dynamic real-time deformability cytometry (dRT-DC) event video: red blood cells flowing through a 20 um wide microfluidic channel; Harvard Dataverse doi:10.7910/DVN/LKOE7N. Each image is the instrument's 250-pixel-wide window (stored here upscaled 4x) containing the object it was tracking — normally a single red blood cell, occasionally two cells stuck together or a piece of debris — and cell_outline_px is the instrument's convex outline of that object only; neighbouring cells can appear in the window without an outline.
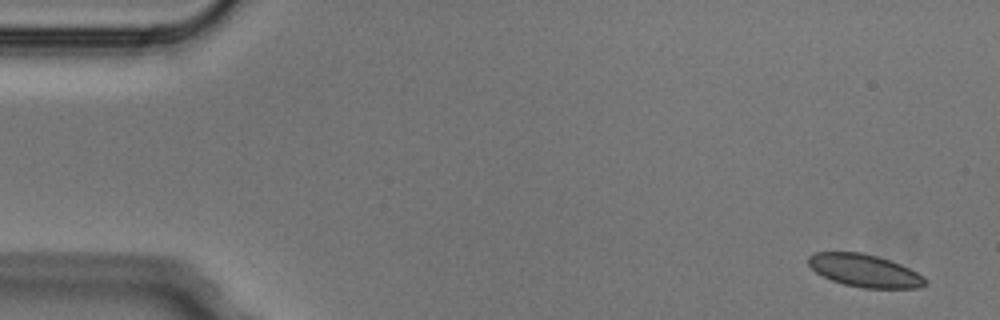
{"species": "Egyptian fruit bat (a non-hibernating species)", "species_latin": "Rousettus aegyptiacus", "temperature_condition": "cold", "stored_images_in_passage": 4, "camera_frame_rate_fps": 3000, "um_per_image_px": 0.085, "animal": {"sex": "male"}, "frame": {"image": 1, "passage_image": 1, "time_ms": 0.0, "image_size_px": [1000, 320], "cell_outline_px": [[928, 280], [920, 288], [864, 288], [844, 284], [832, 280], [816, 272], [808, 264], [808, 256], [816, 252], [860, 252], [876, 256], [900, 264], [924, 276]], "centroid_in_image_um": [73.49, 23.0], "position_along_channel_um": 11.5, "area_um2": 22.02}}
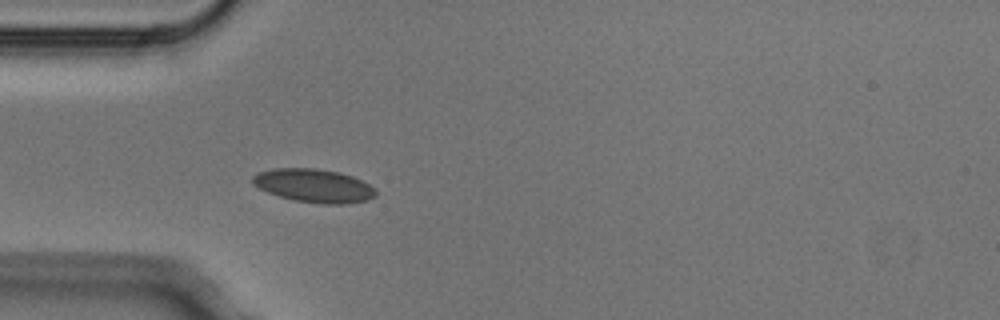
{"frame": {"image": 2, "passage_image": 4, "time_ms": 1.0, "image_size_px": [1000, 320], "cell_outline_px": [[376, 196], [368, 200], [348, 204], [320, 204], [296, 200], [280, 196], [268, 192], [252, 184], [252, 176], [256, 172], [272, 168], [316, 168], [340, 172], [352, 176], [376, 188]], "centroid_in_image_um": [26.68, 15.78], "position_along_channel_um": 58.3, "area_um2": 24.16}}